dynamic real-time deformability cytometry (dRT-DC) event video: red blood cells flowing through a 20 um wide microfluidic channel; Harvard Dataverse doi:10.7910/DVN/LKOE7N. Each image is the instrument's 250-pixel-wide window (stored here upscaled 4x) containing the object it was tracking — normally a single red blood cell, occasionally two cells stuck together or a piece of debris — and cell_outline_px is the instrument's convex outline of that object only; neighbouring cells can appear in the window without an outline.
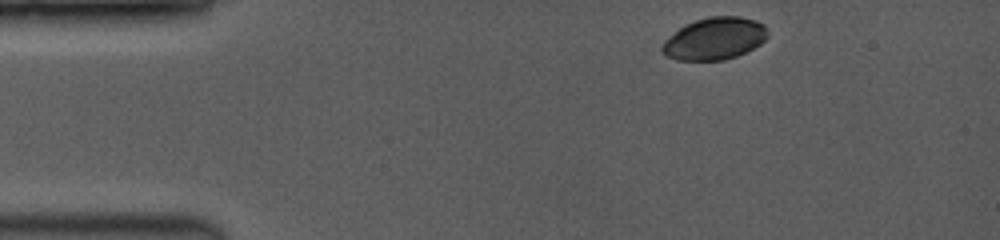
{"species": "common noctule bat (a hibernating species)", "species_latin": "Nyctalus noctula", "temperature_condition": "room temperature", "stored_images_in_passage": 12, "camera_frame_rate_fps": 3500, "um_per_image_px": 0.085, "animal": {"sex": "female", "body_mass_g": 19.0, "forearm_length_mm": 53.3}, "frame": {"image": 1, "passage_image": 1, "time_ms": 0.0, "image_size_px": [1000, 240], "cell_outline_px": [[768, 36], [760, 44], [736, 56], [724, 60], [676, 60], [660, 52], [660, 44], [664, 40], [680, 28], [696, 20], [712, 16], [740, 16], [756, 20], [764, 24], [768, 28]], "centroid_in_image_um": [60.74, 3.28], "position_along_channel_um": 24.3, "area_um2": 25.95}}
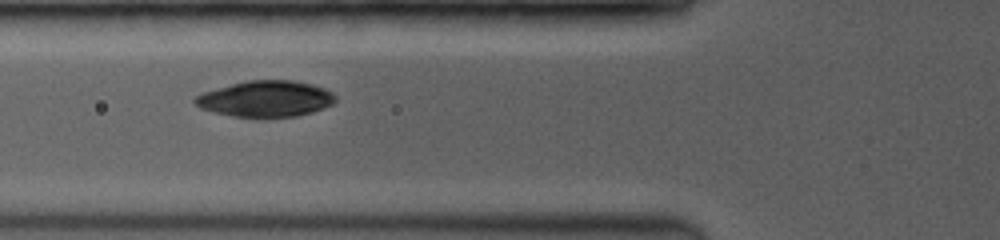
{"frame": {"image": 2, "passage_image": 7, "time_ms": 3.714, "image_size_px": [1000, 240], "cell_outline_px": [[336, 100], [332, 104], [324, 108], [312, 112], [296, 116], [268, 120], [260, 120], [232, 116], [212, 112], [200, 108], [192, 100], [196, 96], [204, 92], [232, 84], [248, 80], [292, 80], [312, 84], [324, 88], [332, 92], [336, 96]], "centroid_in_image_um": [22.59, 8.44], "position_along_channel_um": 103.2, "area_um2": 30.29}}
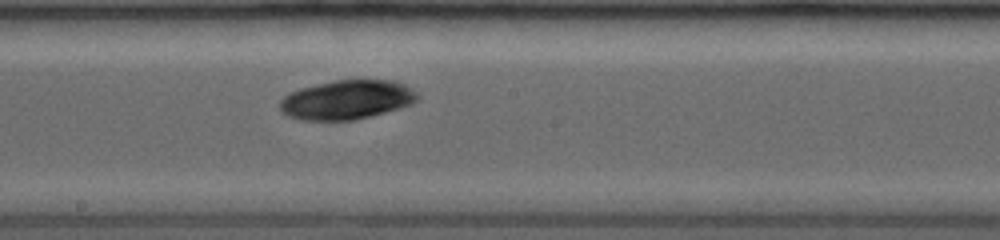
{"frame": {"image": 3, "passage_image": 12, "time_ms": 6.571, "image_size_px": [1000, 240], "cell_outline_px": [[420, 96], [412, 104], [400, 108], [352, 120], [300, 120], [288, 116], [280, 112], [280, 100], [284, 96], [300, 88], [316, 84], [336, 80], [396, 80], [404, 84], [416, 92]], "centroid_in_image_um": [29.47, 8.47], "position_along_channel_um": 218.7, "area_um2": 31.39}}